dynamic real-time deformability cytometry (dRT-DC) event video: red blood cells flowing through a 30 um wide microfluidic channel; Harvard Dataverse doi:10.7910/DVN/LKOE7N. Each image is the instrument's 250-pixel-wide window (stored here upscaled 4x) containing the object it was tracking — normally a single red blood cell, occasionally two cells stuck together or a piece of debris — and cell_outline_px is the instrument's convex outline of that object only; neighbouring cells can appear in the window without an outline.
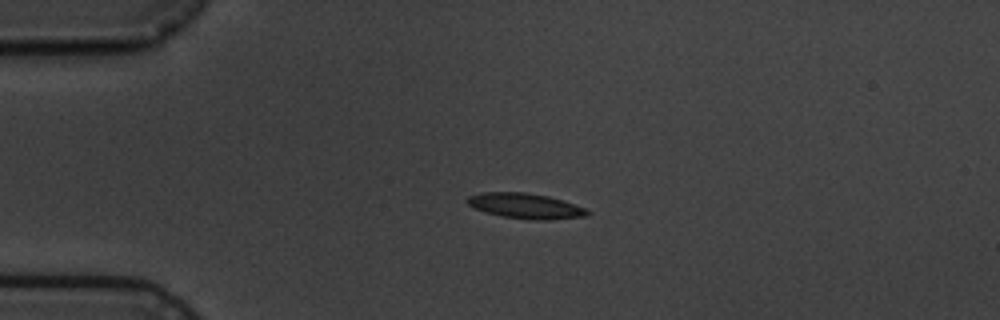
{"species": "common noctule bat (a hibernating species)", "species_latin": "Nyctalus noctula", "temperature_condition": "cold", "stored_images_in_passage": 2, "camera_frame_rate_fps": 3000, "um_per_image_px": 0.085, "animal": {"sex": "male", "body_mass_g": 19.5, "forearm_length_mm": 54.6}, "frame": {"image": 1, "passage_image": 1, "time_ms": 0.0, "image_size_px": [1000, 320], "cell_outline_px": [[592, 212], [584, 216], [548, 220], [532, 220], [504, 216], [488, 212], [476, 208], [468, 204], [468, 196], [480, 192], [528, 192], [548, 196], [564, 200], [588, 208]], "centroid_in_image_um": [44.74, 17.49], "position_along_channel_um": 40.3, "area_um2": 17.69}}